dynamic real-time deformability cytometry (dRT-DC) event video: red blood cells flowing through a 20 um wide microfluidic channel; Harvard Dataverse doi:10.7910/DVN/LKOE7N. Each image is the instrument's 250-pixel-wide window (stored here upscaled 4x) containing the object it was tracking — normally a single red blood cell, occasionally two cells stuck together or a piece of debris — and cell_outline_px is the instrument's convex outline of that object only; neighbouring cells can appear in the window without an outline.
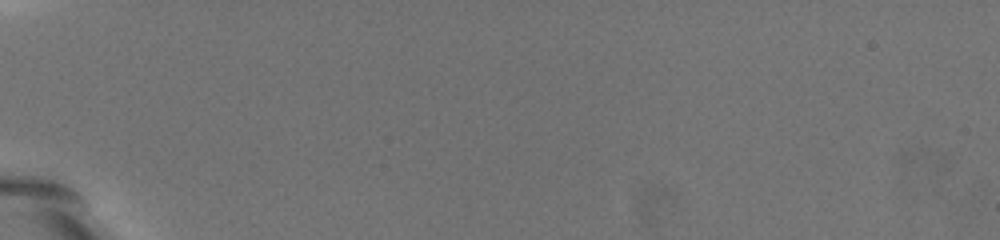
{"species": "common noctule bat (a hibernating species)", "species_latin": "Nyctalus noctula", "temperature_condition": "warm", "stored_images_in_passage": 2, "camera_frame_rate_fps": 3000, "um_per_image_px": 0.085, "animal": {"sex": "female", "body_mass_g": 19.5, "forearm_length_mm": 54.1}, "frame": {"image": 1, "passage_image": 1, "time_ms": 0.0, "image_size_px": [1000, 240], "cell_outline_px": [[268, 204], [264, 216], [260, 216], [248, 208], [212, 176], [192, 156], [184, 144], [180, 132], [184, 120], [192, 120], [204, 128], [248, 164], [256, 172]], "centroid_in_image_um": [19.11, 14.15], "position_along_channel_um": 65.9, "area_um2": 23.52}}